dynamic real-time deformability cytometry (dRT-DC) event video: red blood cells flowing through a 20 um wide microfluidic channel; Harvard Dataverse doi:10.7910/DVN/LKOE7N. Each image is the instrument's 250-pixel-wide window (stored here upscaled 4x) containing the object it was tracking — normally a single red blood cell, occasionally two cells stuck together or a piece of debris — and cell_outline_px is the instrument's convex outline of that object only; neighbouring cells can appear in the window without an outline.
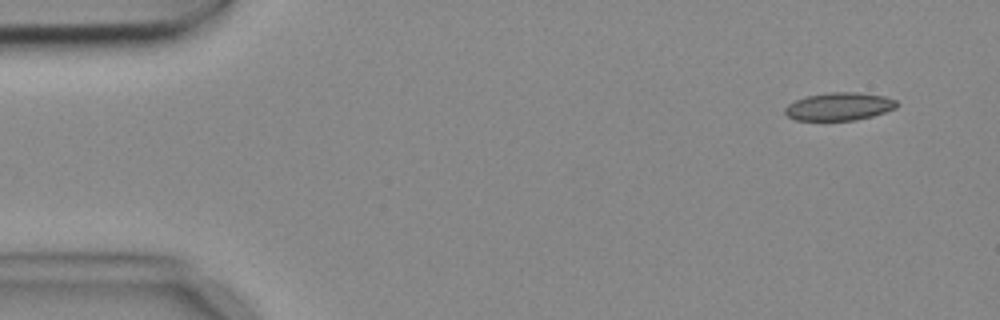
{"species": "common noctule bat (a hibernating species)", "species_latin": "Nyctalus noctula", "temperature_condition": "cold", "stored_images_in_passage": 3, "camera_frame_rate_fps": 3000, "um_per_image_px": 0.085, "animal": {"sex": "female", "body_mass_g": 18.4}, "frame": {"image": 1, "passage_image": 1, "time_ms": 0.0, "image_size_px": [1000, 320], "cell_outline_px": [[900, 104], [896, 108], [872, 116], [856, 120], [796, 120], [788, 116], [784, 112], [784, 108], [788, 104], [804, 96], [828, 92], [856, 92], [884, 96], [896, 100]], "centroid_in_image_um": [71.33, 9.04], "position_along_channel_um": 13.7, "area_um2": 18.26}}